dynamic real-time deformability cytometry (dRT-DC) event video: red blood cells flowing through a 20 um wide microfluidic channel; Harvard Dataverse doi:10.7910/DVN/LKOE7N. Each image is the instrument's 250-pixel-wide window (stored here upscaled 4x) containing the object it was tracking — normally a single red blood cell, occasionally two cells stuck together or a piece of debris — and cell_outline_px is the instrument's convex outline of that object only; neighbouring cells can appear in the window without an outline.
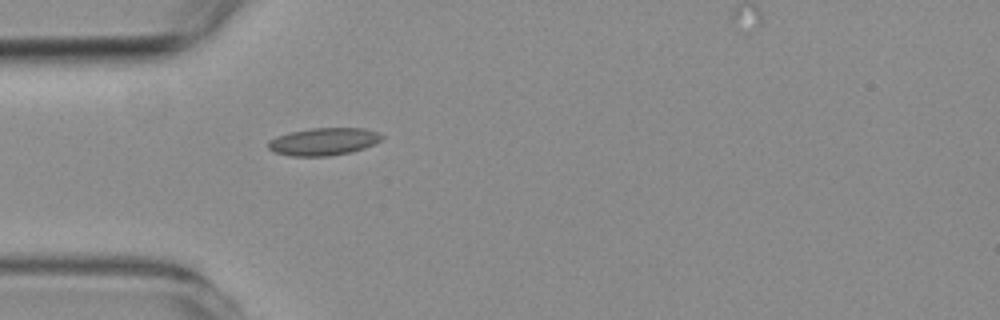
{"species": "common noctule bat (a hibernating species)", "species_latin": "Nyctalus noctula", "temperature_condition": "room temperature", "stored_images_in_passage": 38, "camera_frame_rate_fps": 3000, "um_per_image_px": 0.085, "animal": {"sex": "female", "body_mass_g": 19.3, "forearm_length_mm": 54.1}, "frame": {"image": 1, "passage_image": 1, "time_ms": 0.0, "image_size_px": [1000, 320], "cell_outline_px": [[384, 136], [380, 140], [364, 148], [352, 152], [328, 156], [288, 156], [272, 152], [268, 148], [268, 140], [276, 136], [292, 132], [312, 128], [364, 128], [376, 132]], "centroid_in_image_um": [27.46, 12.04], "position_along_channel_um": 57.5, "area_um2": 18.21}}
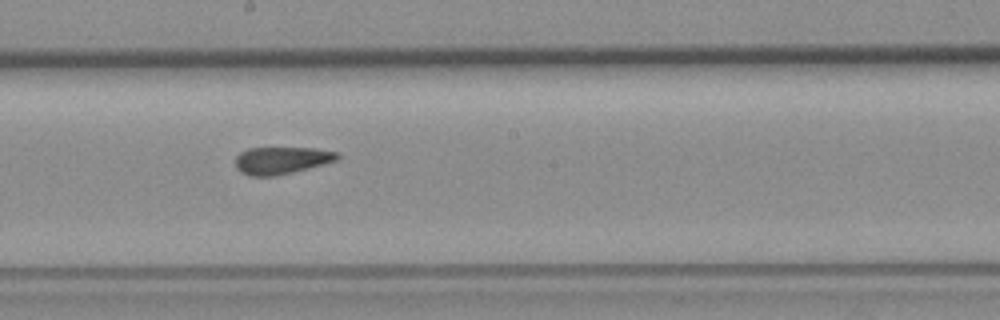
{"frame": {"image": 2, "passage_image": 15, "time_ms": 4.667, "image_size_px": [1000, 320], "cell_outline_px": [[340, 156], [336, 160], [308, 168], [276, 176], [248, 176], [240, 172], [236, 168], [236, 156], [240, 152], [248, 148], [316, 148], [340, 152]], "centroid_in_image_um": [23.91, 13.63], "position_along_channel_um": 224.3, "area_um2": 16.24}}
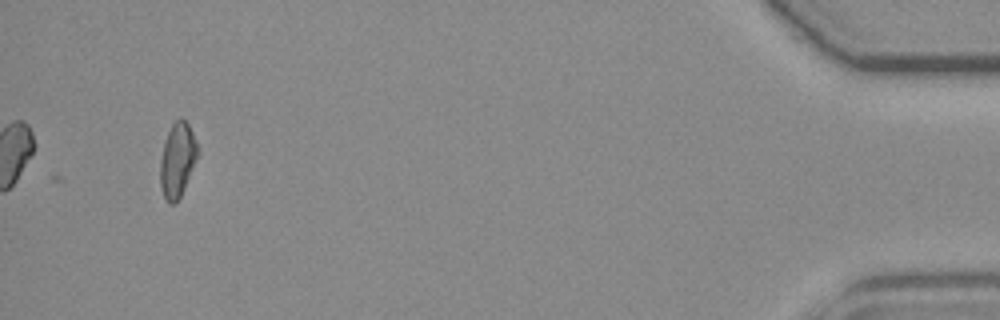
{"frame": {"image": 3, "passage_image": 38, "time_ms": 12.333, "image_size_px": [1000, 320], "cell_outline_px": [[196, 156], [184, 188], [180, 196], [172, 204], [168, 204], [160, 188], [160, 160], [164, 144], [168, 132], [172, 124], [180, 116], [188, 124], [192, 132], [196, 144]], "centroid_in_image_um": [15.03, 13.6], "position_along_channel_um": 420.2, "area_um2": 15.61}, "authors_computed_cell_mechanics": {"area_um2": 16.6464, "velocity_mm_per_s": 3.6529, "shape_relaxation_time_tau1_ms": null, "shape_relaxation_time_tau2_ms": 2.6838, "deformation_change_tau1": null, "deformation_change_tau2": 0.1042}}